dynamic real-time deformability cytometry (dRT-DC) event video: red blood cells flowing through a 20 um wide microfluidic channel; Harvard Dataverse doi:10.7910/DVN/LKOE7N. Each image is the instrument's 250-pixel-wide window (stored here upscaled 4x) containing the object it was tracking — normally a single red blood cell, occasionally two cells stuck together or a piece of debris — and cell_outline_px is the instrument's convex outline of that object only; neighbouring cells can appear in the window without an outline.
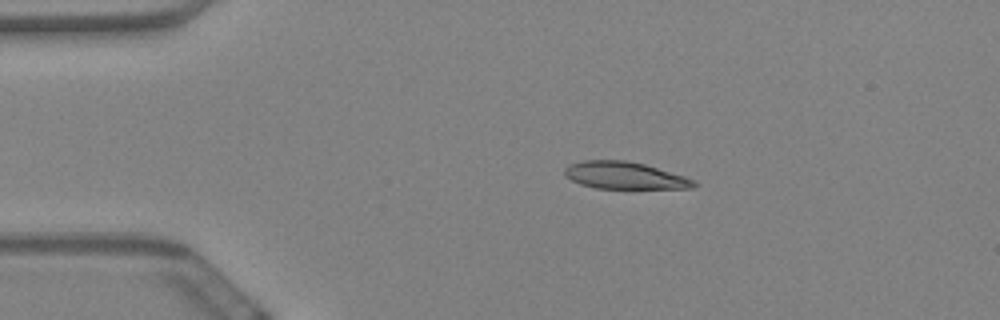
{"species": "Egyptian fruit bat (a non-hibernating species)", "species_latin": "Rousettus aegyptiacus", "temperature_condition": "warm", "stored_images_in_passage": 50, "camera_frame_rate_fps": 3000, "um_per_image_px": 0.085, "animal": {"sex": "female"}, "frame": {"image": 1, "passage_image": 11, "time_ms": 3.333, "image_size_px": [1000, 320], "cell_outline_px": [[700, 184], [692, 188], [596, 188], [580, 184], [564, 176], [564, 168], [568, 164], [584, 160], [624, 160], [644, 164], [684, 176], [696, 180]], "centroid_in_image_um": [53.08, 14.91], "position_along_channel_um": 31.9, "area_um2": 20.46}}
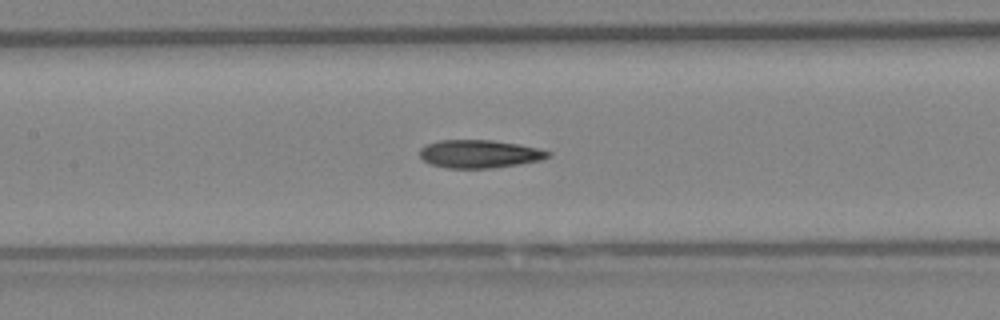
{"frame": {"image": 2, "passage_image": 27, "time_ms": 8.667, "image_size_px": [1000, 320], "cell_outline_px": [[552, 156], [540, 160], [492, 168], [448, 168], [428, 164], [420, 156], [420, 148], [424, 144], [440, 140], [492, 140], [520, 144], [552, 152]], "centroid_in_image_um": [40.73, 13.07], "position_along_channel_um": 166.7, "area_um2": 21.04}}
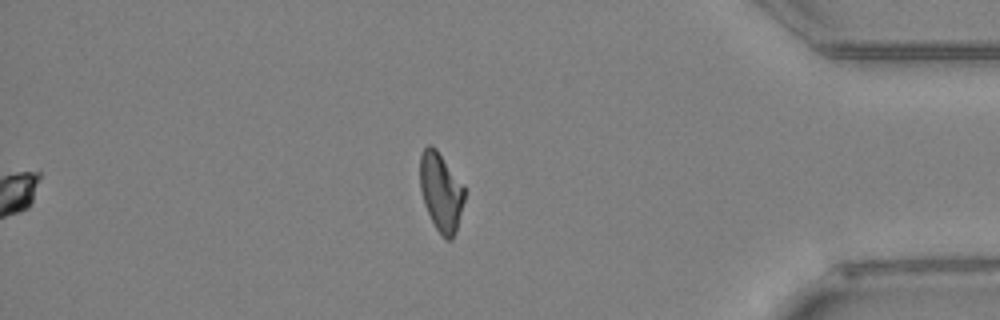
{"frame": {"image": 3, "passage_image": 50, "time_ms": 16.333, "image_size_px": [1000, 320], "cell_outline_px": [[464, 200], [456, 232], [452, 240], [444, 240], [436, 228], [424, 204], [420, 188], [420, 156], [424, 148], [428, 144], [432, 144], [436, 148], [464, 188]], "centroid_in_image_um": [37.46, 16.33], "position_along_channel_um": 397.7, "area_um2": 20.11}, "authors_computed_cell_mechanics": {"area_um2": 21.0103, "velocity_mm_per_s": 3.4524, "shape_relaxation_time_tau1_ms": null, "shape_relaxation_time_tau2_ms": 3.1257, "deformation_change_tau1": null, "deformation_change_tau2": 0.1067}}